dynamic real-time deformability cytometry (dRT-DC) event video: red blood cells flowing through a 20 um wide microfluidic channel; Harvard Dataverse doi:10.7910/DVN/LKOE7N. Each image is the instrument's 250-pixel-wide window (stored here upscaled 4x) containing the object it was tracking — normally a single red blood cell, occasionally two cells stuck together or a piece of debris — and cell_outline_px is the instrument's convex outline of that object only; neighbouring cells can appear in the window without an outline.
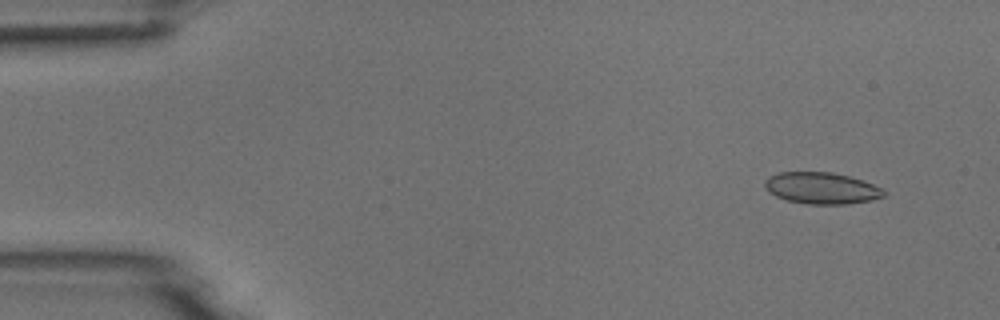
{"species": "common noctule bat (a hibernating species)", "species_latin": "Nyctalus noctula", "temperature_condition": "room temperature", "stored_images_in_passage": 5, "camera_frame_rate_fps": 3000, "um_per_image_px": 0.085, "animal": {"sex": "male", "body_mass_g": 18.8}, "frame": {"image": 1, "passage_image": 2, "time_ms": 1.0, "image_size_px": [1000, 320], "cell_outline_px": [[888, 192], [884, 196], [872, 200], [848, 204], [808, 204], [788, 200], [776, 196], [768, 192], [764, 188], [764, 180], [768, 176], [780, 172], [832, 172], [848, 176], [872, 184]], "centroid_in_image_um": [69.8, 15.99], "position_along_channel_um": 15.2, "area_um2": 21.91}}
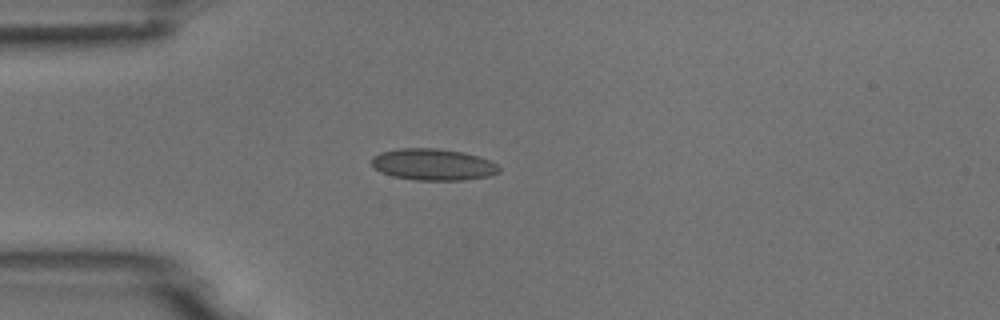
{"frame": {"image": 2, "passage_image": 5, "time_ms": 4.333, "image_size_px": [1000, 320], "cell_outline_px": [[500, 172], [488, 176], [464, 180], [416, 180], [392, 176], [380, 172], [372, 164], [372, 156], [380, 152], [400, 148], [436, 148], [464, 152], [488, 160], [496, 164], [500, 168]], "centroid_in_image_um": [36.79, 13.98], "position_along_channel_um": 48.2, "area_um2": 23.41}}